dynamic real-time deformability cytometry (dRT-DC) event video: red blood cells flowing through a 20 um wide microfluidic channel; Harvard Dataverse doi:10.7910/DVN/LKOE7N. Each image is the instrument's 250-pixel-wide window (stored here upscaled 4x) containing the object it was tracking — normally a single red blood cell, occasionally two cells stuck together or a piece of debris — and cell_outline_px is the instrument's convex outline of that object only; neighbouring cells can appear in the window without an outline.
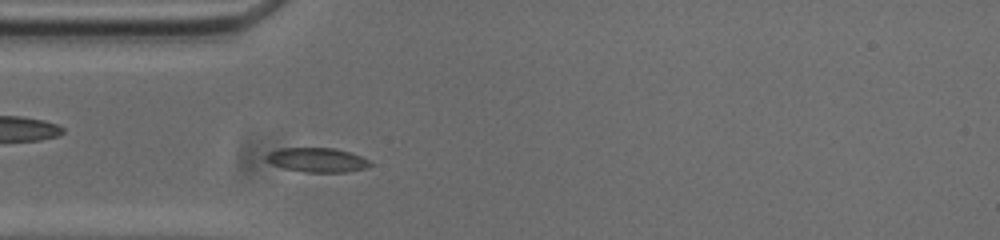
{"species": "common noctule bat (a hibernating species)", "species_latin": "Nyctalus noctula", "temperature_condition": "cold", "stored_images_in_passage": 46, "camera_frame_rate_fps": 3000, "um_per_image_px": 0.085, "animal": {"sex": "male", "body_mass_g": 20.0, "forearm_length_mm": 53.3}, "frame": {"image": 1, "passage_image": 7, "time_ms": 2.0, "image_size_px": [1000, 240], "cell_outline_px": [[372, 164], [368, 168], [344, 172], [304, 172], [284, 168], [272, 164], [264, 160], [264, 156], [268, 152], [280, 148], [332, 148], [348, 152], [360, 156], [368, 160]], "centroid_in_image_um": [26.91, 13.6], "position_along_channel_um": 58.1, "area_um2": 14.74}}
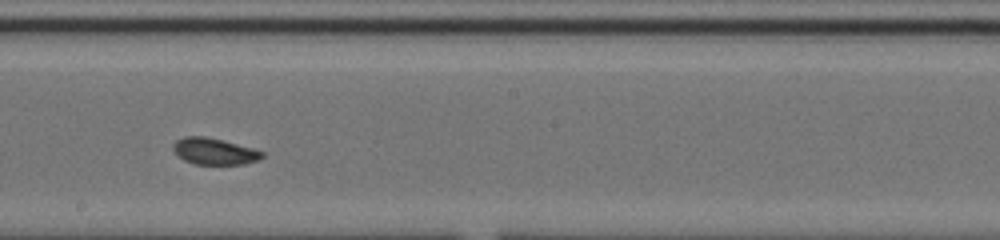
{"frame": {"image": 2, "passage_image": 21, "time_ms": 6.667, "image_size_px": [1000, 240], "cell_outline_px": [[264, 156], [260, 160], [244, 164], [196, 164], [184, 160], [172, 148], [172, 144], [176, 140], [184, 136], [204, 136], [256, 148], [264, 152]], "centroid_in_image_um": [18.26, 12.86], "position_along_channel_um": 229.9, "area_um2": 13.81}}
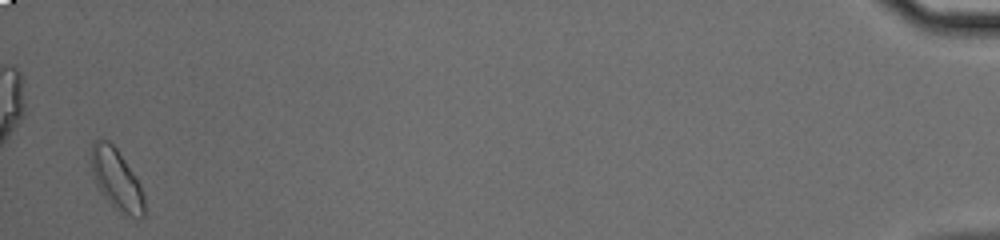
{"frame": {"image": 3, "passage_image": 45, "time_ms": 14.667, "image_size_px": [1000, 240], "cell_outline_px": [[144, 216], [140, 220], [120, 212], [100, 192], [96, 184], [92, 172], [88, 156], [92, 144], [96, 140], [108, 140], [116, 148], [140, 184], [144, 196]], "centroid_in_image_um": [9.88, 15.25], "position_along_channel_um": 425.3, "area_um2": 18.84}, "authors_computed_cell_mechanics": {"area_um2": 14.3344, "velocity_mm_per_s": 3.7015, "shape_relaxation_time_tau1_ms": 6.9889, "shape_relaxation_time_tau2_ms": 3.8621, "deformation_change_tau1": 0.1097, "deformation_change_tau2": 0.0684}}